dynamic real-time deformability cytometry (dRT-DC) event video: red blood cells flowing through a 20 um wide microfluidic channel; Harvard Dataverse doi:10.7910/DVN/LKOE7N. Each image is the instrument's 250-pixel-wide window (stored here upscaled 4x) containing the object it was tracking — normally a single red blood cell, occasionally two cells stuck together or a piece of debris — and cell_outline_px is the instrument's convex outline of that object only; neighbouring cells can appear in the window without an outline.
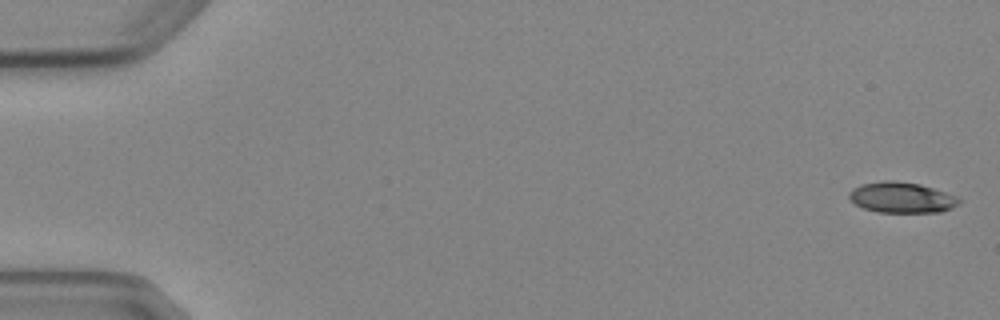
{"species": "Egyptian fruit bat (a non-hibernating species)", "species_latin": "Rousettus aegyptiacus", "temperature_condition": "cold", "stored_images_in_passage": 6, "camera_frame_rate_fps": 3000, "um_per_image_px": 0.085, "animal": {"sex": "female"}, "frame": {"image": 1, "passage_image": 1, "time_ms": 0.0, "image_size_px": [1000, 320], "cell_outline_px": [[960, 204], [952, 208], [940, 212], [876, 212], [864, 208], [856, 204], [848, 196], [848, 192], [852, 188], [860, 184], [884, 180], [892, 180], [920, 184], [956, 196], [960, 200]], "centroid_in_image_um": [76.62, 16.78], "position_along_channel_um": 8.4, "area_um2": 19.65}}
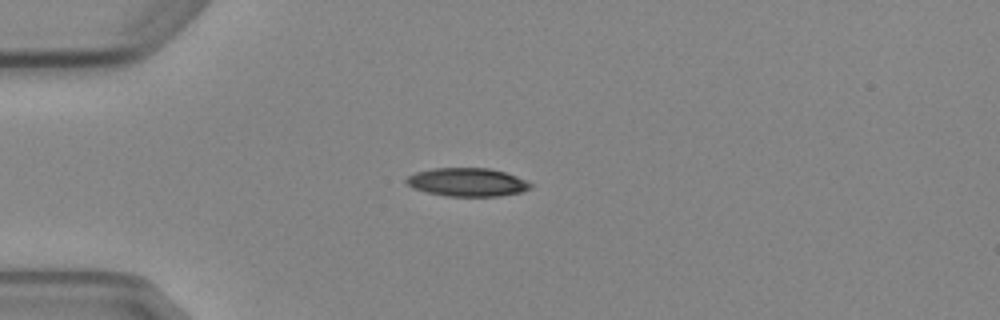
{"frame": {"image": 2, "passage_image": 4, "time_ms": 4.333, "image_size_px": [1000, 320], "cell_outline_px": [[532, 188], [524, 192], [500, 196], [444, 196], [412, 188], [404, 180], [408, 176], [416, 172], [432, 168], [488, 168], [504, 172], [516, 176], [532, 184]], "centroid_in_image_um": [39.72, 15.49], "position_along_channel_um": 45.3, "area_um2": 20.58}}
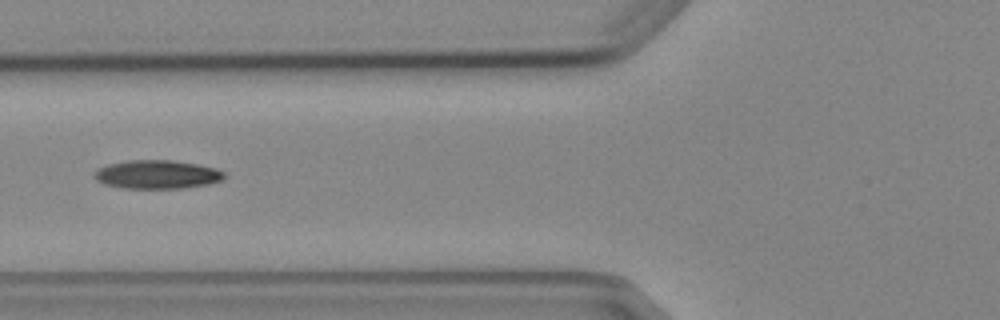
{"frame": {"image": 3, "passage_image": 6, "time_ms": 6.667, "image_size_px": [1000, 320], "cell_outline_px": [[228, 176], [224, 180], [208, 184], [184, 188], [124, 188], [104, 184], [96, 180], [92, 176], [92, 172], [96, 168], [108, 164], [128, 160], [172, 160], [196, 164], [216, 168], [224, 172]], "centroid_in_image_um": [13.34, 14.83], "position_along_channel_um": 112.5, "area_um2": 21.96}}